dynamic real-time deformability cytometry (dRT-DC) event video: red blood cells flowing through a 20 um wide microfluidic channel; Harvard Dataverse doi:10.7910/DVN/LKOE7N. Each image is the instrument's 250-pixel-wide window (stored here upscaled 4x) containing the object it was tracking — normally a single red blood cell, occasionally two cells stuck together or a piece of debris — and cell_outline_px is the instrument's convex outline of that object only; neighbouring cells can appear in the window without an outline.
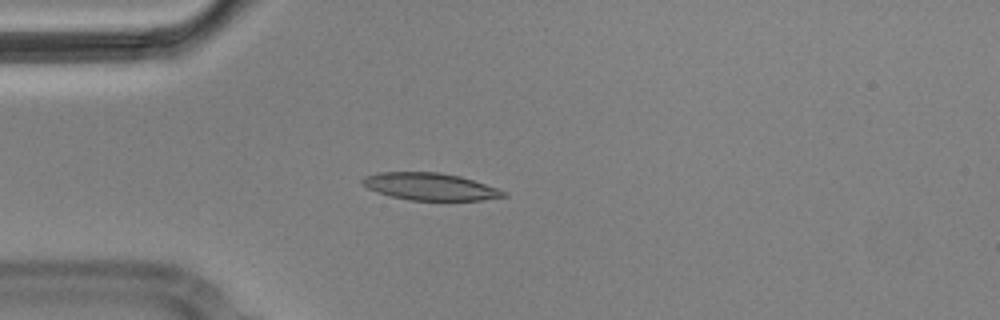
{"species": "Egyptian fruit bat (a non-hibernating species)", "species_latin": "Rousettus aegyptiacus", "temperature_condition": "cold", "stored_images_in_passage": 5, "camera_frame_rate_fps": 3000, "um_per_image_px": 0.085, "animal": {"sex": "male"}, "frame": {"image": 1, "passage_image": 4, "time_ms": 1.0, "image_size_px": [1000, 320], "cell_outline_px": [[508, 196], [480, 200], [408, 200], [376, 192], [368, 188], [360, 180], [364, 176], [376, 172], [436, 172], [460, 176], [508, 192]], "centroid_in_image_um": [36.53, 15.86], "position_along_channel_um": 48.5, "area_um2": 22.25}}